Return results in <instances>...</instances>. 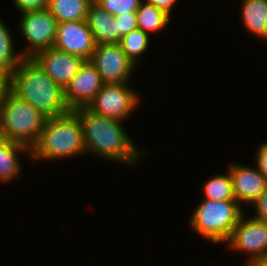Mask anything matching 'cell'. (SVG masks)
<instances>
[{"label": "cell", "mask_w": 267, "mask_h": 266, "mask_svg": "<svg viewBox=\"0 0 267 266\" xmlns=\"http://www.w3.org/2000/svg\"><path fill=\"white\" fill-rule=\"evenodd\" d=\"M11 74L0 66V99L10 90Z\"/></svg>", "instance_id": "28"}, {"label": "cell", "mask_w": 267, "mask_h": 266, "mask_svg": "<svg viewBox=\"0 0 267 266\" xmlns=\"http://www.w3.org/2000/svg\"><path fill=\"white\" fill-rule=\"evenodd\" d=\"M86 21L96 45L117 43L115 17L104 11L94 0L89 5Z\"/></svg>", "instance_id": "14"}, {"label": "cell", "mask_w": 267, "mask_h": 266, "mask_svg": "<svg viewBox=\"0 0 267 266\" xmlns=\"http://www.w3.org/2000/svg\"><path fill=\"white\" fill-rule=\"evenodd\" d=\"M255 165L267 180V142H263L255 155Z\"/></svg>", "instance_id": "26"}, {"label": "cell", "mask_w": 267, "mask_h": 266, "mask_svg": "<svg viewBox=\"0 0 267 266\" xmlns=\"http://www.w3.org/2000/svg\"><path fill=\"white\" fill-rule=\"evenodd\" d=\"M89 61L96 67L104 84H129L136 69L119 43L96 45Z\"/></svg>", "instance_id": "9"}, {"label": "cell", "mask_w": 267, "mask_h": 266, "mask_svg": "<svg viewBox=\"0 0 267 266\" xmlns=\"http://www.w3.org/2000/svg\"><path fill=\"white\" fill-rule=\"evenodd\" d=\"M53 47L89 61L96 43L86 20L60 22Z\"/></svg>", "instance_id": "10"}, {"label": "cell", "mask_w": 267, "mask_h": 266, "mask_svg": "<svg viewBox=\"0 0 267 266\" xmlns=\"http://www.w3.org/2000/svg\"><path fill=\"white\" fill-rule=\"evenodd\" d=\"M204 199L214 201L235 200L232 179L229 171L226 174H215L205 181Z\"/></svg>", "instance_id": "20"}, {"label": "cell", "mask_w": 267, "mask_h": 266, "mask_svg": "<svg viewBox=\"0 0 267 266\" xmlns=\"http://www.w3.org/2000/svg\"><path fill=\"white\" fill-rule=\"evenodd\" d=\"M32 58L63 89L86 61L82 57L58 50L55 47L39 51Z\"/></svg>", "instance_id": "12"}, {"label": "cell", "mask_w": 267, "mask_h": 266, "mask_svg": "<svg viewBox=\"0 0 267 266\" xmlns=\"http://www.w3.org/2000/svg\"><path fill=\"white\" fill-rule=\"evenodd\" d=\"M149 40L150 35L137 28L123 36L119 42L123 52L136 68L138 62L140 63L138 60L140 58L139 56L143 55L149 47Z\"/></svg>", "instance_id": "21"}, {"label": "cell", "mask_w": 267, "mask_h": 266, "mask_svg": "<svg viewBox=\"0 0 267 266\" xmlns=\"http://www.w3.org/2000/svg\"><path fill=\"white\" fill-rule=\"evenodd\" d=\"M104 11L114 17L122 14H136L143 0H94Z\"/></svg>", "instance_id": "22"}, {"label": "cell", "mask_w": 267, "mask_h": 266, "mask_svg": "<svg viewBox=\"0 0 267 266\" xmlns=\"http://www.w3.org/2000/svg\"><path fill=\"white\" fill-rule=\"evenodd\" d=\"M49 0H13V4L20 13L43 10L48 7Z\"/></svg>", "instance_id": "24"}, {"label": "cell", "mask_w": 267, "mask_h": 266, "mask_svg": "<svg viewBox=\"0 0 267 266\" xmlns=\"http://www.w3.org/2000/svg\"><path fill=\"white\" fill-rule=\"evenodd\" d=\"M83 127L86 153L95 154L110 162L135 165L140 160L142 150L134 144L122 126L123 121L100 116L87 107L74 110Z\"/></svg>", "instance_id": "1"}, {"label": "cell", "mask_w": 267, "mask_h": 266, "mask_svg": "<svg viewBox=\"0 0 267 266\" xmlns=\"http://www.w3.org/2000/svg\"><path fill=\"white\" fill-rule=\"evenodd\" d=\"M134 90L129 84H104L87 108L97 115L124 122L140 104L139 94Z\"/></svg>", "instance_id": "8"}, {"label": "cell", "mask_w": 267, "mask_h": 266, "mask_svg": "<svg viewBox=\"0 0 267 266\" xmlns=\"http://www.w3.org/2000/svg\"><path fill=\"white\" fill-rule=\"evenodd\" d=\"M3 140V137H2V135L0 134V142Z\"/></svg>", "instance_id": "31"}, {"label": "cell", "mask_w": 267, "mask_h": 266, "mask_svg": "<svg viewBox=\"0 0 267 266\" xmlns=\"http://www.w3.org/2000/svg\"><path fill=\"white\" fill-rule=\"evenodd\" d=\"M241 4L244 28L267 42V0H242Z\"/></svg>", "instance_id": "15"}, {"label": "cell", "mask_w": 267, "mask_h": 266, "mask_svg": "<svg viewBox=\"0 0 267 266\" xmlns=\"http://www.w3.org/2000/svg\"><path fill=\"white\" fill-rule=\"evenodd\" d=\"M115 22H117V43L120 42L123 36L138 28L136 14L115 16Z\"/></svg>", "instance_id": "23"}, {"label": "cell", "mask_w": 267, "mask_h": 266, "mask_svg": "<svg viewBox=\"0 0 267 266\" xmlns=\"http://www.w3.org/2000/svg\"><path fill=\"white\" fill-rule=\"evenodd\" d=\"M86 154L83 140V127L76 112L47 118L38 138V142L30 150V159L60 160L75 155Z\"/></svg>", "instance_id": "3"}, {"label": "cell", "mask_w": 267, "mask_h": 266, "mask_svg": "<svg viewBox=\"0 0 267 266\" xmlns=\"http://www.w3.org/2000/svg\"><path fill=\"white\" fill-rule=\"evenodd\" d=\"M10 90L46 118L62 116L70 111L64 89L33 58H23L11 73Z\"/></svg>", "instance_id": "2"}, {"label": "cell", "mask_w": 267, "mask_h": 266, "mask_svg": "<svg viewBox=\"0 0 267 266\" xmlns=\"http://www.w3.org/2000/svg\"><path fill=\"white\" fill-rule=\"evenodd\" d=\"M4 110L3 139L25 145L30 150L38 142L46 117L9 90L1 99Z\"/></svg>", "instance_id": "5"}, {"label": "cell", "mask_w": 267, "mask_h": 266, "mask_svg": "<svg viewBox=\"0 0 267 266\" xmlns=\"http://www.w3.org/2000/svg\"><path fill=\"white\" fill-rule=\"evenodd\" d=\"M103 85L96 67L90 61H85L64 89L68 108L74 111L88 107Z\"/></svg>", "instance_id": "11"}, {"label": "cell", "mask_w": 267, "mask_h": 266, "mask_svg": "<svg viewBox=\"0 0 267 266\" xmlns=\"http://www.w3.org/2000/svg\"><path fill=\"white\" fill-rule=\"evenodd\" d=\"M246 217L241 216L226 244L234 252L247 254L244 266H257L267 256V223Z\"/></svg>", "instance_id": "6"}, {"label": "cell", "mask_w": 267, "mask_h": 266, "mask_svg": "<svg viewBox=\"0 0 267 266\" xmlns=\"http://www.w3.org/2000/svg\"><path fill=\"white\" fill-rule=\"evenodd\" d=\"M252 207L256 212L253 218L267 223V188L253 202Z\"/></svg>", "instance_id": "25"}, {"label": "cell", "mask_w": 267, "mask_h": 266, "mask_svg": "<svg viewBox=\"0 0 267 266\" xmlns=\"http://www.w3.org/2000/svg\"><path fill=\"white\" fill-rule=\"evenodd\" d=\"M244 214V208L236 200L214 201L203 199L190 218L195 234L213 243H226L233 229Z\"/></svg>", "instance_id": "4"}, {"label": "cell", "mask_w": 267, "mask_h": 266, "mask_svg": "<svg viewBox=\"0 0 267 266\" xmlns=\"http://www.w3.org/2000/svg\"><path fill=\"white\" fill-rule=\"evenodd\" d=\"M232 179L235 200L242 206L253 204L267 188V180L257 169L242 164H231L228 170Z\"/></svg>", "instance_id": "13"}, {"label": "cell", "mask_w": 267, "mask_h": 266, "mask_svg": "<svg viewBox=\"0 0 267 266\" xmlns=\"http://www.w3.org/2000/svg\"><path fill=\"white\" fill-rule=\"evenodd\" d=\"M4 110L2 106V102L0 101V134L3 135V128H4Z\"/></svg>", "instance_id": "29"}, {"label": "cell", "mask_w": 267, "mask_h": 266, "mask_svg": "<svg viewBox=\"0 0 267 266\" xmlns=\"http://www.w3.org/2000/svg\"><path fill=\"white\" fill-rule=\"evenodd\" d=\"M257 266H267V256Z\"/></svg>", "instance_id": "30"}, {"label": "cell", "mask_w": 267, "mask_h": 266, "mask_svg": "<svg viewBox=\"0 0 267 266\" xmlns=\"http://www.w3.org/2000/svg\"><path fill=\"white\" fill-rule=\"evenodd\" d=\"M28 154L30 157V149L25 145L3 139L0 142V182H13L14 178L20 176L21 163L19 154ZM19 175V176H18Z\"/></svg>", "instance_id": "16"}, {"label": "cell", "mask_w": 267, "mask_h": 266, "mask_svg": "<svg viewBox=\"0 0 267 266\" xmlns=\"http://www.w3.org/2000/svg\"><path fill=\"white\" fill-rule=\"evenodd\" d=\"M137 27L143 32H155L166 27L171 22L172 17L168 16L164 11L158 9L150 3L144 1L136 10Z\"/></svg>", "instance_id": "18"}, {"label": "cell", "mask_w": 267, "mask_h": 266, "mask_svg": "<svg viewBox=\"0 0 267 266\" xmlns=\"http://www.w3.org/2000/svg\"><path fill=\"white\" fill-rule=\"evenodd\" d=\"M93 0H49L47 9L58 23L86 20Z\"/></svg>", "instance_id": "17"}, {"label": "cell", "mask_w": 267, "mask_h": 266, "mask_svg": "<svg viewBox=\"0 0 267 266\" xmlns=\"http://www.w3.org/2000/svg\"><path fill=\"white\" fill-rule=\"evenodd\" d=\"M21 14L19 31L28 44L19 51L21 55L32 58L39 51L53 47L58 21L51 12L46 8Z\"/></svg>", "instance_id": "7"}, {"label": "cell", "mask_w": 267, "mask_h": 266, "mask_svg": "<svg viewBox=\"0 0 267 266\" xmlns=\"http://www.w3.org/2000/svg\"><path fill=\"white\" fill-rule=\"evenodd\" d=\"M11 34L10 29L0 19V66L10 74L24 58L19 51H15V42Z\"/></svg>", "instance_id": "19"}, {"label": "cell", "mask_w": 267, "mask_h": 266, "mask_svg": "<svg viewBox=\"0 0 267 266\" xmlns=\"http://www.w3.org/2000/svg\"><path fill=\"white\" fill-rule=\"evenodd\" d=\"M178 0H146L145 2L152 4L158 9L164 11L168 16L171 17L173 6Z\"/></svg>", "instance_id": "27"}]
</instances>
